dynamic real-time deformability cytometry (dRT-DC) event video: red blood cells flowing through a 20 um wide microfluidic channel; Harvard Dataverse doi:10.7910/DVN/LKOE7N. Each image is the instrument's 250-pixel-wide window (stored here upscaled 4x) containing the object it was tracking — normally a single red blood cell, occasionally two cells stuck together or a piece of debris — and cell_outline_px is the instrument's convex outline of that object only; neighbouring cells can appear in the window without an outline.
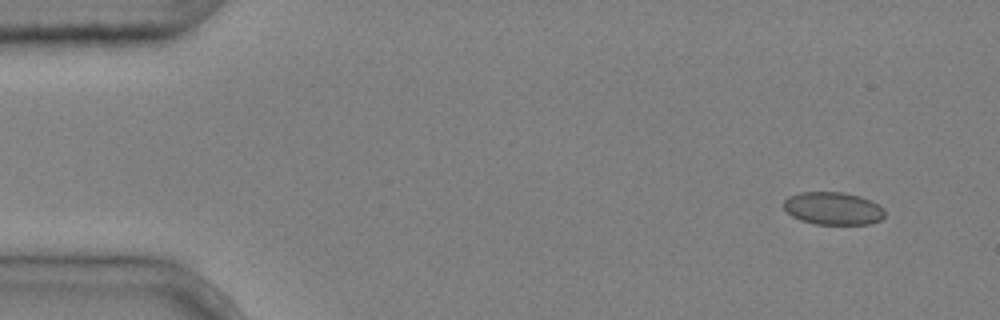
{"species": "common noctule bat (a hibernating species)", "species_latin": "Nyctalus noctula", "temperature_condition": "cold", "stored_images_in_passage": 6, "camera_frame_rate_fps": 3000, "um_per_image_px": 0.085, "animal": {"sex": "male", "body_mass_g": 20.4}, "frame": {"image": 1, "passage_image": 1, "time_ms": 0.0, "image_size_px": [1000, 320], "cell_outline_px": [[884, 216], [880, 220], [872, 224], [816, 224], [800, 220], [792, 216], [784, 208], [784, 200], [788, 196], [800, 192], [844, 192], [860, 196], [884, 208]], "centroid_in_image_um": [70.8, 17.71], "position_along_channel_um": 14.2, "area_um2": 19.25}}
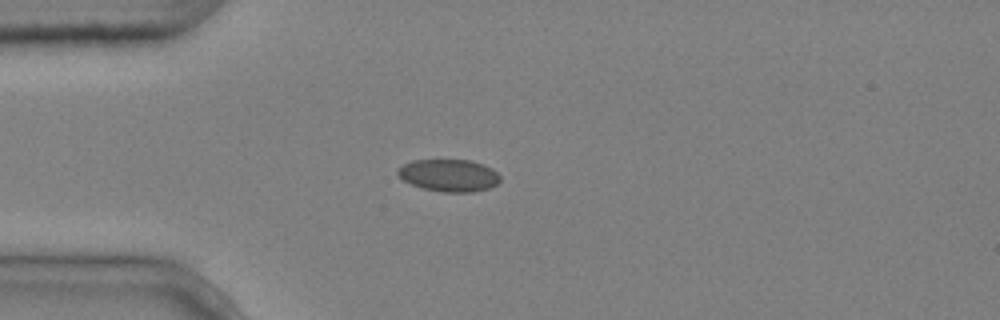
{"frame": {"image": 2, "passage_image": 3, "time_ms": 0.667, "image_size_px": [1000, 320], "cell_outline_px": [[500, 180], [496, 184], [488, 188], [472, 192], [444, 192], [420, 188], [404, 180], [396, 172], [404, 164], [412, 160], [468, 160], [492, 168], [500, 176]], "centroid_in_image_um": [38.16, 14.91], "position_along_channel_um": 46.8, "area_um2": 19.02}}